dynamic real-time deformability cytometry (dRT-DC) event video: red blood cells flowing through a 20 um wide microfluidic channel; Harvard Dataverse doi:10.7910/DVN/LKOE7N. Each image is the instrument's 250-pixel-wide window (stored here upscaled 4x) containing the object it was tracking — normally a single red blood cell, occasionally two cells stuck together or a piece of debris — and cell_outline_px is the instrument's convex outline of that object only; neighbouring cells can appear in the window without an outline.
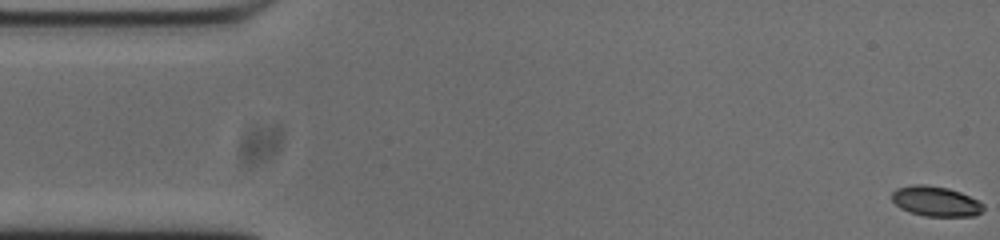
{"species": "common noctule bat (a hibernating species)", "species_latin": "Nyctalus noctula", "temperature_condition": "cold", "stored_images_in_passage": 54, "camera_frame_rate_fps": 3000, "um_per_image_px": 0.085, "animal": {"sex": "male", "body_mass_g": 20.0, "forearm_length_mm": 53.3}, "frame": {"image": 1, "passage_image": 1, "time_ms": 0.0, "image_size_px": [1000, 240], "cell_outline_px": [[984, 208], [976, 216], [924, 216], [900, 208], [892, 200], [892, 192], [896, 188], [912, 184], [924, 184], [948, 188], [960, 192], [984, 204]], "centroid_in_image_um": [79.52, 17.1], "position_along_channel_um": 5.5, "area_um2": 15.95}}
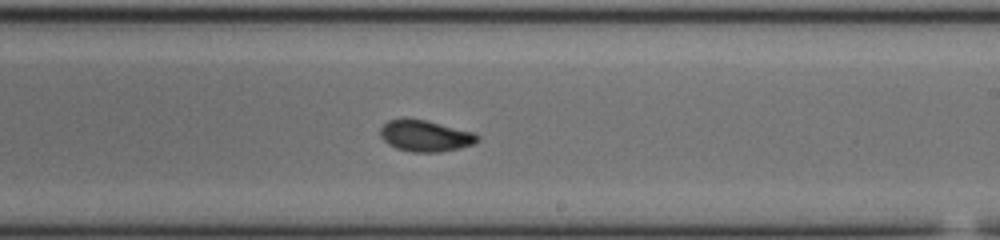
{"frame": {"image": 2, "passage_image": 31, "time_ms": 10.0, "image_size_px": [1000, 240], "cell_outline_px": [[480, 136], [472, 144], [440, 152], [412, 152], [396, 148], [388, 144], [380, 136], [380, 128], [388, 120], [424, 120], [472, 132]], "centroid_in_image_um": [36.11, 11.57], "position_along_channel_um": 252.9, "area_um2": 17.11}}
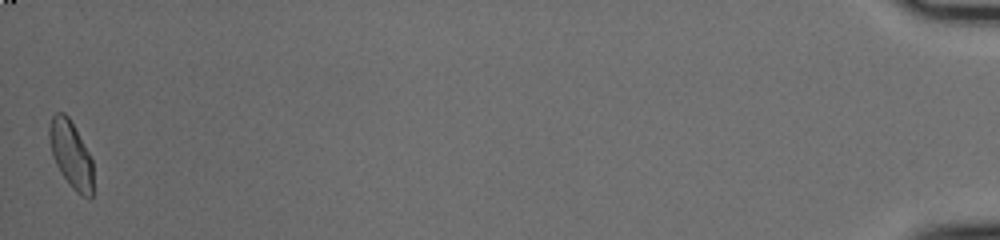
{"frame": {"image": 3, "passage_image": 54, "time_ms": 17.667, "image_size_px": [1000, 240], "cell_outline_px": [[92, 196], [88, 200], [80, 196], [72, 188], [60, 172], [56, 164], [52, 152], [48, 136], [48, 128], [52, 116], [56, 112], [64, 112], [68, 116], [84, 144], [92, 160]], "centroid_in_image_um": [6.02, 13.15], "position_along_channel_um": 429.2, "area_um2": 17.05}, "authors_computed_cell_mechanics": {"area_um2": 17.1955, "velocity_mm_per_s": 3.7182, "shape_relaxation_time_tau1_ms": 4.1169, "shape_relaxation_time_tau2_ms": 1.6789, "deformation_change_tau1": 0.1598, "deformation_change_tau2": 0.0682}}